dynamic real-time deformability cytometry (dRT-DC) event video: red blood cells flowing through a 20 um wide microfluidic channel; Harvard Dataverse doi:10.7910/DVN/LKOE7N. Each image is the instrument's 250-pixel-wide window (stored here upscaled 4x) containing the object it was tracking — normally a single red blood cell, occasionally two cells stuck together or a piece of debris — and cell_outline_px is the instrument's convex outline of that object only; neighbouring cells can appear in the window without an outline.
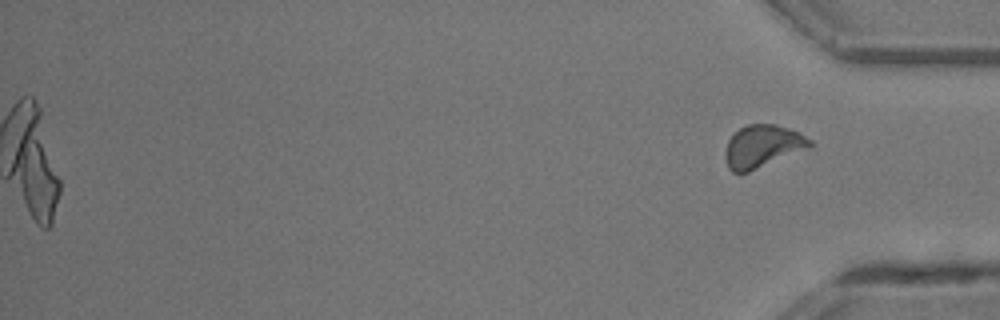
{"species": "common noctule bat (a hibernating species)", "species_latin": "Nyctalus noctula", "temperature_condition": "room temperature", "stored_images_in_passage": 43, "camera_frame_rate_fps": 3000, "um_per_image_px": 0.085, "animal": {"sex": "male", "body_mass_g": 13.3}, "frame": {"image": 1, "passage_image": 43, "time_ms": 14.0, "image_size_px": [1000, 320], "cell_outline_px": [[812, 148], [748, 172], [732, 172], [728, 168], [724, 156], [724, 152], [728, 140], [740, 128], [748, 124], [776, 124], [788, 128], [812, 140]], "centroid_in_image_um": [64.82, 12.45], "position_along_channel_um": 370.4, "area_um2": 21.1}}